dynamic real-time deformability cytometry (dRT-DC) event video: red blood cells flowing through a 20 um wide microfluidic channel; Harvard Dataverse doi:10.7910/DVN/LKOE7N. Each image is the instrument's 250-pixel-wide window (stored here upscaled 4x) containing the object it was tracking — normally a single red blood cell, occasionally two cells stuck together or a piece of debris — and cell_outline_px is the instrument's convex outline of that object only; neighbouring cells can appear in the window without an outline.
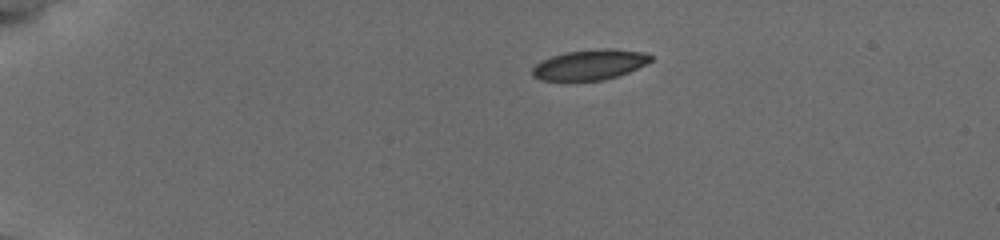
{"species": "common noctule bat (a hibernating species)", "species_latin": "Nyctalus noctula", "temperature_condition": "cold", "stored_images_in_passage": 44, "camera_frame_rate_fps": 3000, "um_per_image_px": 0.085, "animal": {"sex": "female", "body_mass_g": 19.5, "forearm_length_mm": 54.1}, "frame": {"image": 1, "passage_image": 1, "time_ms": 0.0, "image_size_px": [1000, 240], "cell_outline_px": [[652, 60], [628, 72], [604, 80], [540, 80], [532, 76], [532, 68], [540, 60], [564, 52], [596, 48], [612, 48], [648, 52], [652, 56]], "centroid_in_image_um": [50.13, 5.47], "position_along_channel_um": 34.9, "area_um2": 21.04}}
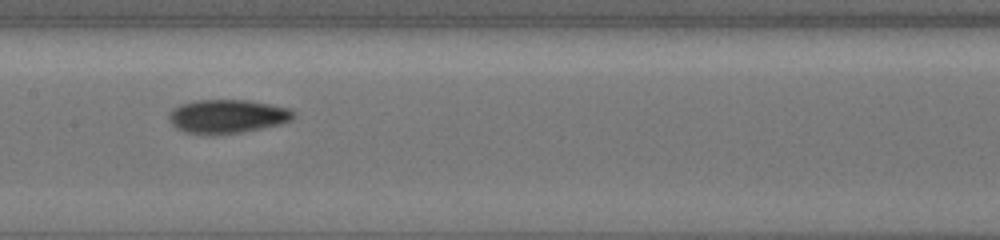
{"frame": {"image": 2, "passage_image": 19, "time_ms": 6.0, "image_size_px": [1000, 240], "cell_outline_px": [[296, 116], [292, 120], [280, 124], [240, 132], [212, 136], [184, 132], [172, 124], [168, 116], [172, 108], [180, 104], [196, 100], [248, 100], [288, 108], [296, 112]], "centroid_in_image_um": [19.31, 9.9], "position_along_channel_um": 188.1, "area_um2": 24.62}}
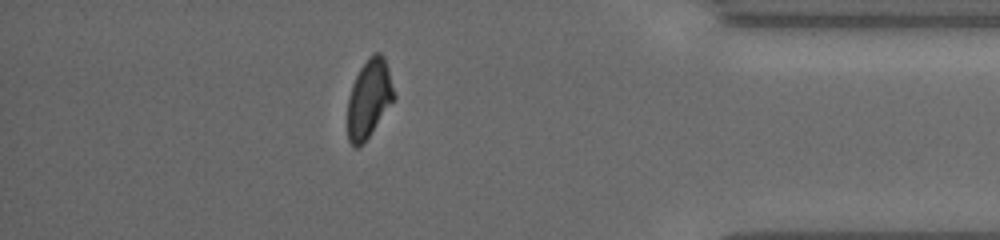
{"frame": {"image": 3, "passage_image": 38, "time_ms": 12.333, "image_size_px": [1000, 240], "cell_outline_px": [[396, 96], [368, 136], [356, 148], [348, 140], [348, 96], [352, 84], [360, 68], [368, 56], [372, 52], [380, 52], [384, 56], [388, 68]], "centroid_in_image_um": [31.36, 8.3], "position_along_channel_um": 403.8, "area_um2": 20.87}, "authors_computed_cell_mechanics": {"area_um2": 22.3975, "velocity_mm_per_s": 3.8246, "shape_relaxation_time_tau1_ms": 3.9272, "shape_relaxation_time_tau2_ms": 2.8601, "deformation_change_tau1": 0.1102, "deformation_change_tau2": 0.0763}}